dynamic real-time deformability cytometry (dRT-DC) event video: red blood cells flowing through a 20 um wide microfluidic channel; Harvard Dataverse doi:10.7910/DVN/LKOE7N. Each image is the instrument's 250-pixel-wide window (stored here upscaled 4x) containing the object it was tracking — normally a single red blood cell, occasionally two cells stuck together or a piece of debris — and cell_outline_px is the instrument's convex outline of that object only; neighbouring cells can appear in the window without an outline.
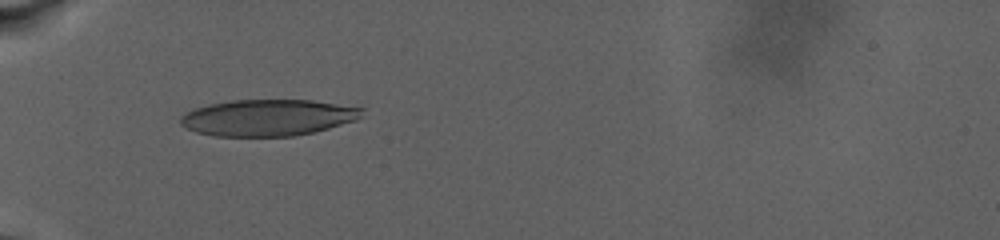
{"species": "human", "species_latin": "Homo sapiens", "temperature_condition": "warm", "stored_images_in_passage": 50, "camera_frame_rate_fps": 3000, "um_per_image_px": 0.085, "donor": {"sex": "male"}, "frame": {"image": 1, "passage_image": 1, "time_ms": 0.0, "image_size_px": [1000, 240], "cell_outline_px": [[364, 108], [360, 116], [356, 120], [328, 128], [312, 132], [292, 136], [212, 136], [196, 132], [180, 124], [180, 116], [184, 112], [192, 108], [208, 104], [232, 100], [312, 100]], "centroid_in_image_um": [22.71, 9.99], "position_along_channel_um": 62.3, "area_um2": 38.55}}
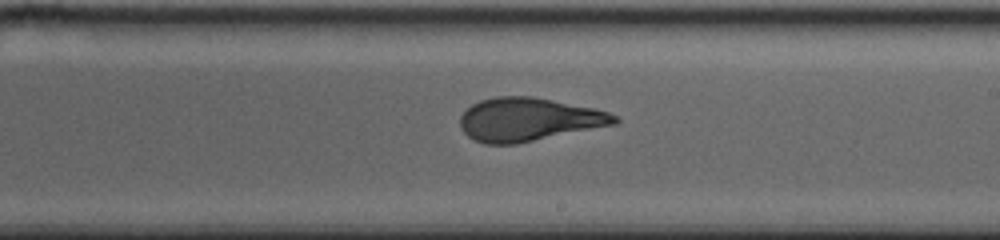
{"frame": {"image": 2, "passage_image": 19, "time_ms": 8.0, "image_size_px": [1000, 240], "cell_outline_px": [[620, 120], [616, 124], [516, 144], [484, 144], [472, 140], [460, 128], [460, 116], [472, 104], [480, 100], [496, 96], [532, 96], [596, 108], [608, 112], [616, 116]], "centroid_in_image_um": [44.92, 10.15], "position_along_channel_um": 244.1, "area_um2": 39.13}}
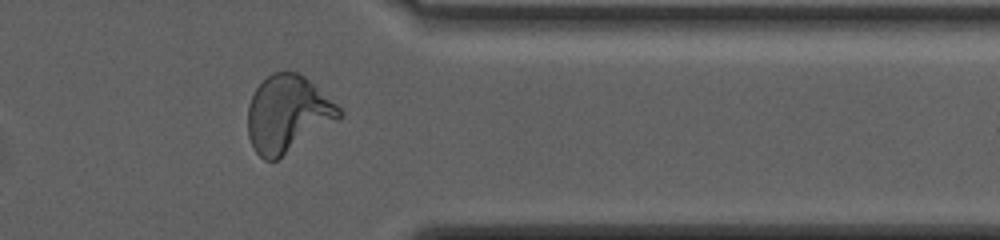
{"frame": {"image": 3, "passage_image": 32, "time_ms": 14.0, "image_size_px": [1000, 240], "cell_outline_px": [[344, 116], [276, 160], [264, 160], [256, 152], [248, 136], [248, 104], [256, 88], [272, 72], [296, 72], [304, 76], [336, 104], [344, 112]], "centroid_in_image_um": [24.45, 9.69], "position_along_channel_um": 387.0, "area_um2": 40.4}, "authors_computed_cell_mechanics": {"area_um2": 39.6508, "velocity_mm_per_s": 2.448, "shape_relaxation_time_tau1_ms": null, "shape_relaxation_time_tau2_ms": 1.6422, "deformation_change_tau1": null, "deformation_change_tau2": 0.0921}}